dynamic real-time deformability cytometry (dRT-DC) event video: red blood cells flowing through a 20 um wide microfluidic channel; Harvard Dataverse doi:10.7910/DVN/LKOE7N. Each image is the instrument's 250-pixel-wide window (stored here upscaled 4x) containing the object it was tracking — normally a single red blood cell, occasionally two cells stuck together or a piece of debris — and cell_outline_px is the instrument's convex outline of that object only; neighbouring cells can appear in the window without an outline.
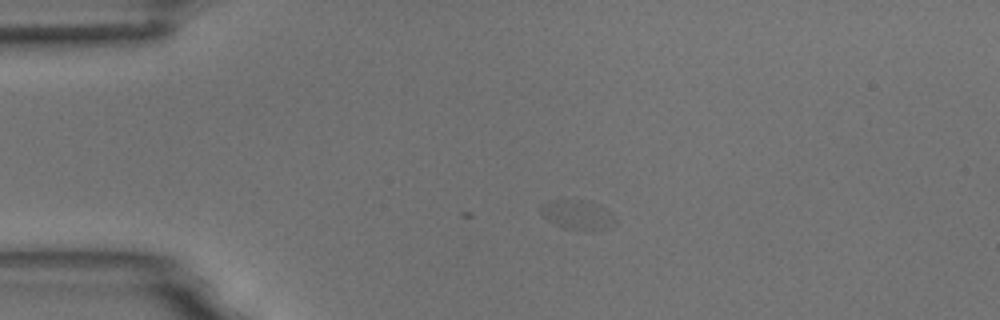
{"species": "common noctule bat (a hibernating species)", "species_latin": "Nyctalus noctula", "temperature_condition": "room temperature", "stored_images_in_passage": 3, "camera_frame_rate_fps": 3000, "um_per_image_px": 0.085, "animal": {"sex": "male", "body_mass_g": 18.8}, "frame": {"image": 1, "passage_image": 3, "time_ms": 0.667, "image_size_px": [1000, 320], "cell_outline_px": [[616, 220], [608, 228], [564, 228], [544, 216], [540, 212], [540, 208], [548, 200], [580, 200]], "centroid_in_image_um": [48.9, 18.25], "position_along_channel_um": 36.1, "area_um2": 11.04}}